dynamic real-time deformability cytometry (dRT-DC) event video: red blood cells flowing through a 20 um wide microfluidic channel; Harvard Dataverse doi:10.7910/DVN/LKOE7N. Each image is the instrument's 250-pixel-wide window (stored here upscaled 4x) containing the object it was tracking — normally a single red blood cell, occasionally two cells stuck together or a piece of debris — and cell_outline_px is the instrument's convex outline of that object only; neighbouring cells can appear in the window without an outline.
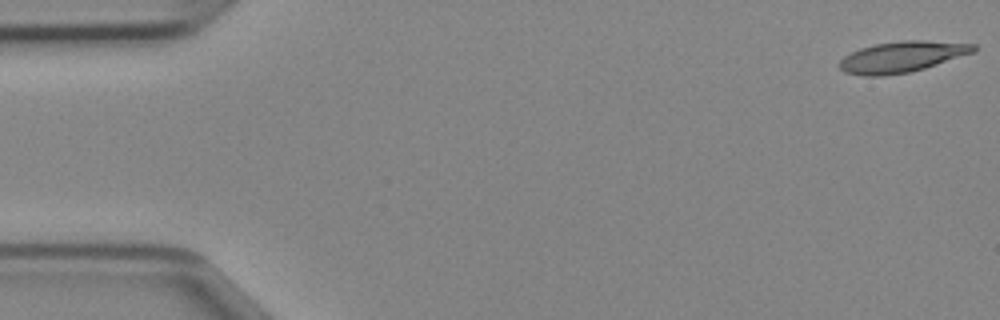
{"species": "Egyptian fruit bat (a non-hibernating species)", "species_latin": "Rousettus aegyptiacus", "temperature_condition": "cold", "stored_images_in_passage": 47, "camera_frame_rate_fps": 3000, "um_per_image_px": 0.085, "animal": {"sex": "female"}, "frame": {"image": 1, "passage_image": 1, "time_ms": 0.0, "image_size_px": [1000, 320], "cell_outline_px": [[976, 52], [924, 68], [908, 72], [880, 76], [864, 76], [844, 72], [840, 68], [840, 60], [844, 56], [860, 48], [876, 44], [900, 40], [924, 40], [976, 44]], "centroid_in_image_um": [76.68, 4.82], "position_along_channel_um": 8.3, "area_um2": 24.1}}
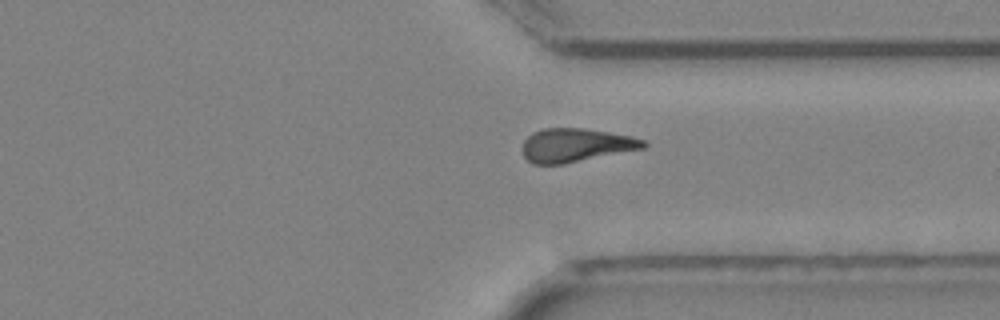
{"frame": {"image": 2, "passage_image": 35, "time_ms": 11.333, "image_size_px": [1000, 320], "cell_outline_px": [[648, 144], [644, 148], [564, 164], [532, 164], [524, 156], [520, 148], [524, 140], [532, 132], [544, 128], [584, 128], [632, 136], [644, 140]], "centroid_in_image_um": [48.91, 12.34], "position_along_channel_um": 362.5, "area_um2": 23.81}}
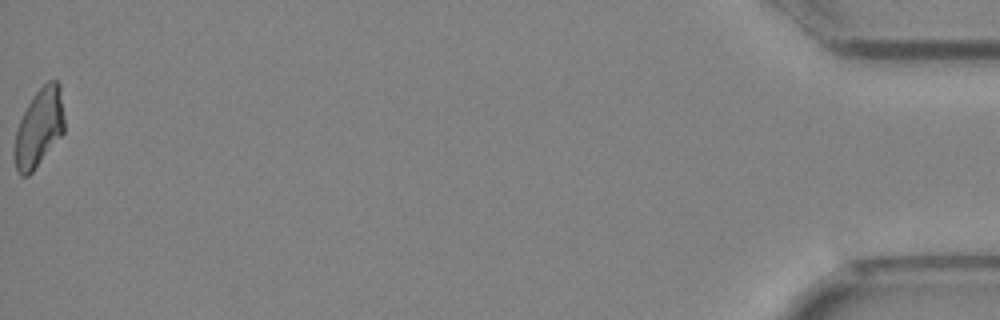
{"frame": {"image": 3, "passage_image": 47, "time_ms": 15.333, "image_size_px": [1000, 320], "cell_outline_px": [[64, 132], [32, 172], [28, 176], [20, 176], [16, 172], [12, 156], [12, 152], [16, 132], [20, 120], [28, 104], [36, 92], [48, 80], [56, 80], [60, 84], [64, 120]], "centroid_in_image_um": [3.29, 10.9], "position_along_channel_um": 431.9, "area_um2": 22.83}}